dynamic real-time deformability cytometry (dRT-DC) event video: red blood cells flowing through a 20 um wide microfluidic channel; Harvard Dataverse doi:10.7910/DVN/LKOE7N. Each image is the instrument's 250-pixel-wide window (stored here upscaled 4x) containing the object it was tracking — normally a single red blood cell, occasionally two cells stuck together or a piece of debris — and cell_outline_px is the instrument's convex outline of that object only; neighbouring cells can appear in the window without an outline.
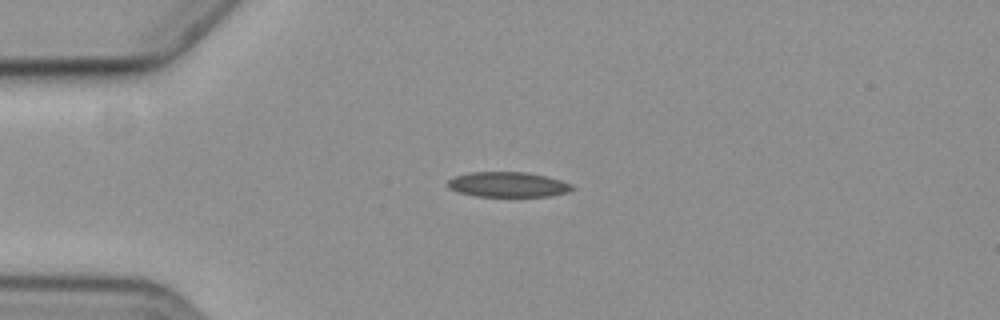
{"species": "common noctule bat (a hibernating species)", "species_latin": "Nyctalus noctula", "temperature_condition": "cold", "stored_images_in_passage": 4, "camera_frame_rate_fps": 3000, "um_per_image_px": 0.085, "animal": {"sex": "female", "body_mass_g": 19.3, "forearm_length_mm": 54.1}, "frame": {"image": 1, "passage_image": 3, "time_ms": 3.333, "image_size_px": [1000, 320], "cell_outline_px": [[576, 188], [568, 192], [548, 196], [476, 196], [456, 192], [448, 188], [448, 180], [456, 176], [468, 172], [528, 172], [560, 180], [572, 184]], "centroid_in_image_um": [43.16, 15.68], "position_along_channel_um": 41.8, "area_um2": 18.21}}